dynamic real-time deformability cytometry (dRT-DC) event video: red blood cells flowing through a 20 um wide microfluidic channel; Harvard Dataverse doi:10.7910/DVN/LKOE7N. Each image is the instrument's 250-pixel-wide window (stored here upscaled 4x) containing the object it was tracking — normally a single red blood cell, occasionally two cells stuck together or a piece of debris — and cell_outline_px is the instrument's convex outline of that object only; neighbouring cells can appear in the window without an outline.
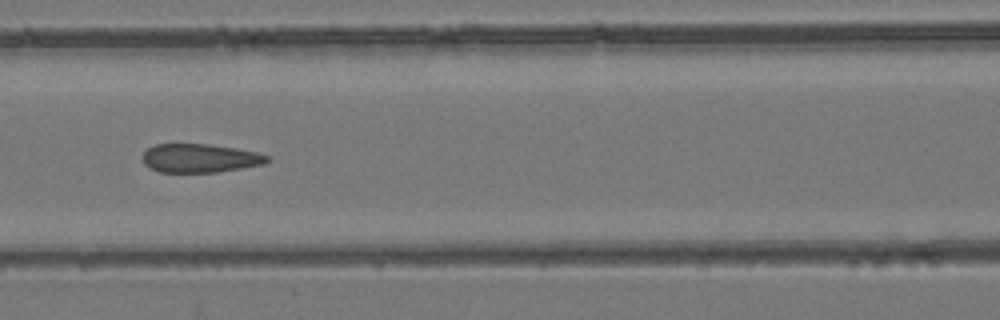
{"species": "common noctule bat (a hibernating species)", "species_latin": "Nyctalus noctula", "temperature_condition": "room temperature", "stored_images_in_passage": 9, "camera_frame_rate_fps": 3000, "um_per_image_px": 0.085, "animal": {"sex": "female", "body_mass_g": 24.6, "forearm_length_mm": 56.2}, "frame": {"image": 1, "passage_image": 6, "time_ms": 7.0, "image_size_px": [1000, 320], "cell_outline_px": [[268, 160], [264, 164], [216, 172], [160, 172], [144, 164], [144, 152], [148, 148], [156, 144], [208, 144], [236, 148], [256, 152], [268, 156]], "centroid_in_image_um": [16.99, 13.44], "position_along_channel_um": 149.6, "area_um2": 20.52}}
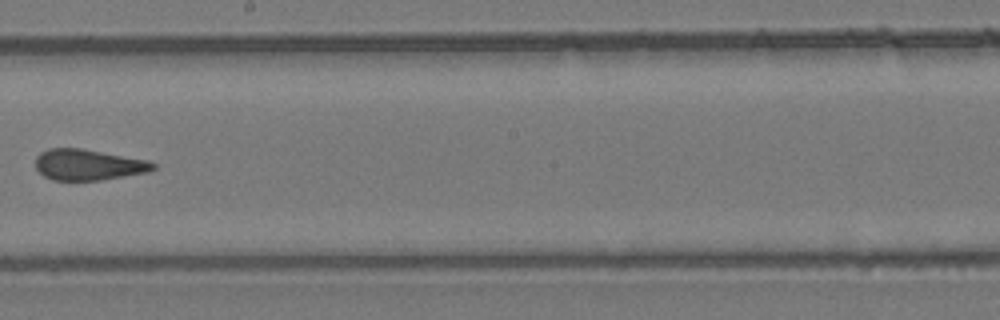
{"frame": {"image": 2, "passage_image": 8, "time_ms": 9.333, "image_size_px": [1000, 320], "cell_outline_px": [[156, 168], [148, 172], [100, 180], [52, 180], [44, 176], [36, 168], [36, 156], [40, 152], [48, 148], [80, 148], [148, 160], [156, 164]], "centroid_in_image_um": [7.49, 14.0], "position_along_channel_um": 240.7, "area_um2": 21.15}}
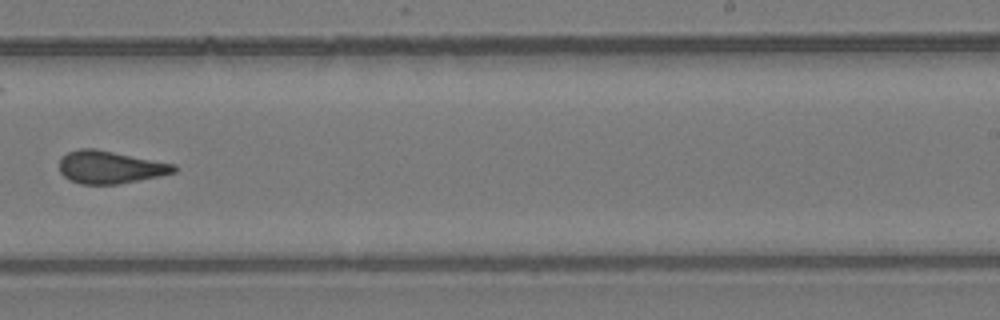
{"frame": {"image": 3, "passage_image": 9, "time_ms": 10.333, "image_size_px": [1000, 320], "cell_outline_px": [[176, 172], [160, 176], [116, 184], [80, 184], [68, 180], [60, 172], [60, 160], [68, 152], [80, 148], [96, 148], [176, 164]], "centroid_in_image_um": [9.36, 14.2], "position_along_channel_um": 279.6, "area_um2": 21.85}}